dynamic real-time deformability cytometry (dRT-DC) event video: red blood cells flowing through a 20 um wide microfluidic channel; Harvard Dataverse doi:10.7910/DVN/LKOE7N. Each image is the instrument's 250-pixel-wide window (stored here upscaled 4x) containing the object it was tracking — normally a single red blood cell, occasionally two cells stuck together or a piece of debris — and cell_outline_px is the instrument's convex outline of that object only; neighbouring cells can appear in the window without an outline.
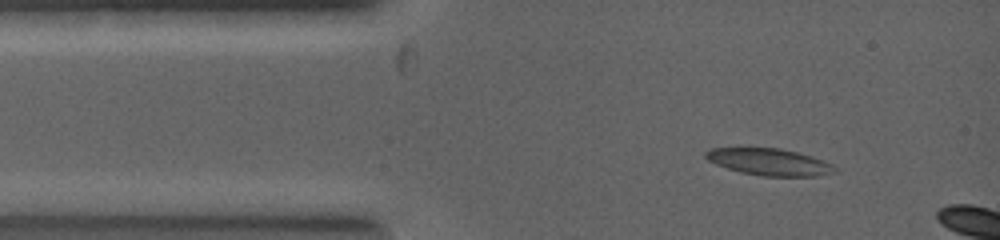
{"species": "common noctule bat (a hibernating species)", "species_latin": "Nyctalus noctula", "temperature_condition": "warm", "stored_images_in_passage": 2, "camera_frame_rate_fps": 5000, "um_per_image_px": 0.085, "animal": {"sex": "female", "body_mass_g": 19.0, "forearm_length_mm": 53.3}, "frame": {"image": 1, "passage_image": 1, "time_ms": 0.0, "image_size_px": [1000, 240], "cell_outline_px": [[836, 172], [816, 176], [760, 176], [740, 172], [716, 164], [708, 160], [704, 156], [704, 152], [708, 148], [744, 144], [780, 148], [812, 156], [824, 160], [832, 164], [836, 168]], "centroid_in_image_um": [65.28, 13.7], "position_along_channel_um": 19.7, "area_um2": 21.27}}